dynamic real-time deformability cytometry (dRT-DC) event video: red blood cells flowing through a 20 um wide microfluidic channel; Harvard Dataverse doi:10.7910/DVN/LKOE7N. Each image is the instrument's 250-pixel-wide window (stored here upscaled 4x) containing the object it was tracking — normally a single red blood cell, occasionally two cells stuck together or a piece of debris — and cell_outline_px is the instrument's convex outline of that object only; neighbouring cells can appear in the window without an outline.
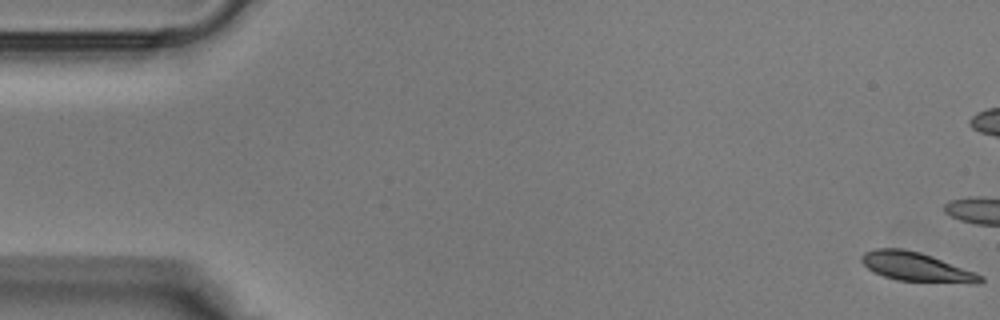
{"species": "Egyptian fruit bat (a non-hibernating species)", "species_latin": "Rousettus aegyptiacus", "temperature_condition": "warm", "stored_images_in_passage": 40, "camera_frame_rate_fps": 3000, "um_per_image_px": 0.085, "animal": {"sex": "male"}, "frame": {"image": 1, "passage_image": 1, "time_ms": 0.0, "image_size_px": [1000, 320], "cell_outline_px": [[984, 280], [980, 284], [972, 284], [896, 280], [884, 276], [868, 268], [860, 260], [860, 256], [864, 252], [876, 248], [904, 248], [920, 252], [932, 256], [984, 276]], "centroid_in_image_um": [77.91, 22.69], "position_along_channel_um": 7.1, "area_um2": 20.17}}
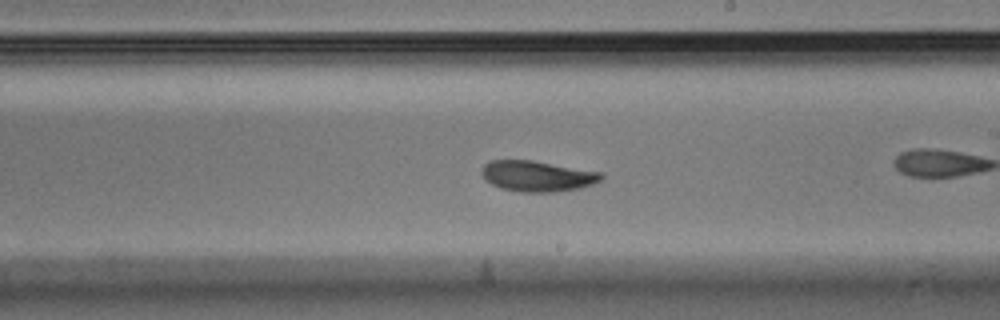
{"frame": {"image": 2, "passage_image": 23, "time_ms": 7.333, "image_size_px": [1000, 320], "cell_outline_px": [[604, 176], [600, 180], [592, 184], [580, 188], [552, 192], [520, 192], [500, 188], [492, 184], [480, 172], [480, 168], [484, 164], [492, 160], [532, 160], [604, 172]], "centroid_in_image_um": [45.69, 14.96], "position_along_channel_um": 243.3, "area_um2": 21.5}}